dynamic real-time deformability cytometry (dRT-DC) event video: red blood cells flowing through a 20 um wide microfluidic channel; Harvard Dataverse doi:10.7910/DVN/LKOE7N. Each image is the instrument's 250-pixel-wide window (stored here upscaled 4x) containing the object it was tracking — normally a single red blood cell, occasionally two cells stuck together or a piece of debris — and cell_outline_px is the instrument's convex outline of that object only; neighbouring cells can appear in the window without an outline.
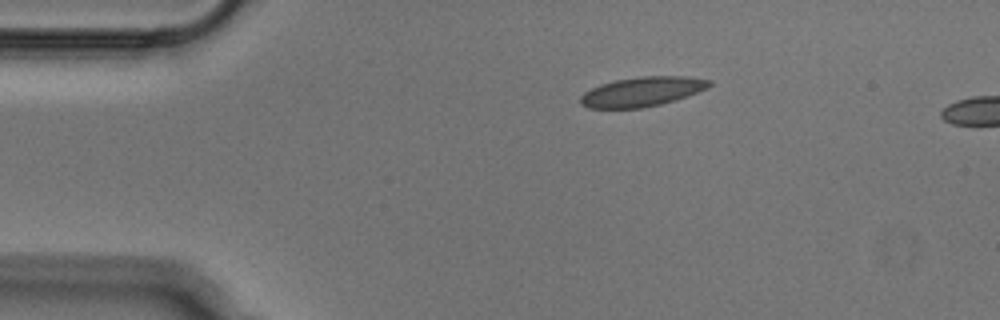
{"species": "Egyptian fruit bat (a non-hibernating species)", "species_latin": "Rousettus aegyptiacus", "temperature_condition": "cold", "stored_images_in_passage": 4, "camera_frame_rate_fps": 3000, "um_per_image_px": 0.085, "animal": {"sex": "male"}, "frame": {"image": 1, "passage_image": 1, "time_ms": 0.0, "image_size_px": [1000, 320], "cell_outline_px": [[712, 84], [708, 88], [688, 96], [676, 100], [644, 108], [588, 108], [580, 104], [580, 96], [584, 92], [600, 84], [616, 80], [640, 76], [688, 76], [712, 80]], "centroid_in_image_um": [54.6, 7.79], "position_along_channel_um": 30.4, "area_um2": 22.37}}